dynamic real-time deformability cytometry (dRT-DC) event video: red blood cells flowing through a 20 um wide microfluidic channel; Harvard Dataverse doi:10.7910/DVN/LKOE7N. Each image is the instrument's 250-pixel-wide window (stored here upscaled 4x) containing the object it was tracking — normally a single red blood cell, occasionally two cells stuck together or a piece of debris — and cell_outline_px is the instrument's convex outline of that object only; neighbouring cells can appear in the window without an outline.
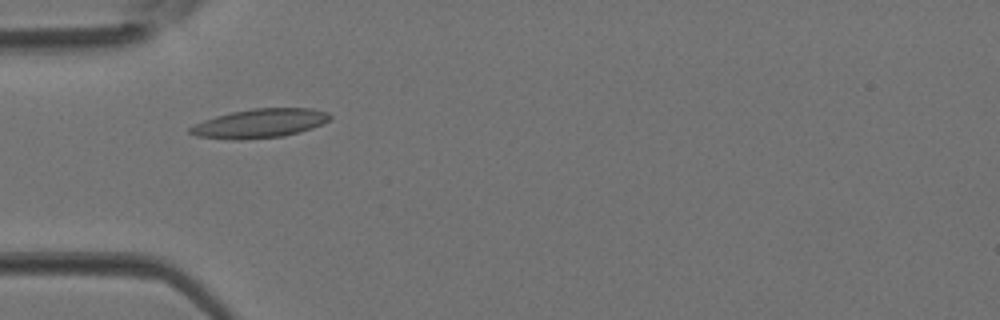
{"species": "Egyptian fruit bat (a non-hibernating species)", "species_latin": "Rousettus aegyptiacus", "temperature_condition": "room temperature", "stored_images_in_passage": 5, "camera_frame_rate_fps": 3000, "um_per_image_px": 0.085, "animal": {"sex": "female"}, "frame": {"image": 1, "passage_image": 4, "time_ms": 1.0, "image_size_px": [1000, 320], "cell_outline_px": [[332, 116], [324, 124], [300, 132], [284, 136], [240, 140], [232, 140], [196, 136], [188, 132], [188, 128], [204, 120], [216, 116], [232, 112], [252, 108], [312, 108], [328, 112]], "centroid_in_image_um": [22.1, 10.49], "position_along_channel_um": 62.9, "area_um2": 23.76}}
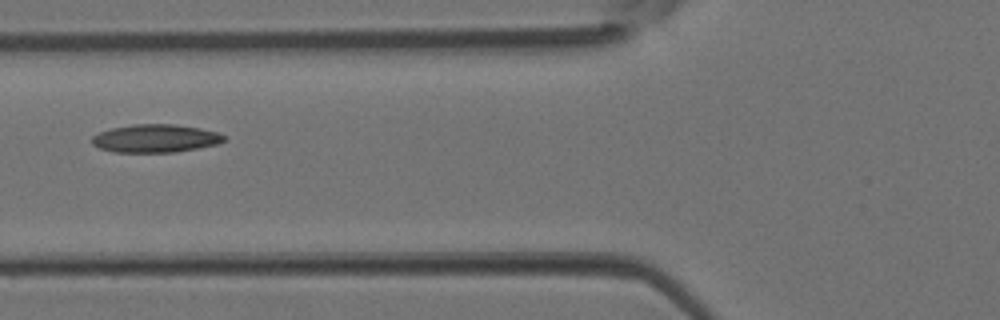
{"frame": {"image": 2, "passage_image": 5, "time_ms": 1.333, "image_size_px": [1000, 320], "cell_outline_px": [[228, 140], [216, 144], [176, 152], [112, 152], [100, 148], [92, 144], [92, 136], [100, 132], [112, 128], [132, 124], [176, 124], [200, 128], [216, 132], [228, 136]], "centroid_in_image_um": [13.24, 11.76], "position_along_channel_um": 112.6, "area_um2": 21.68}}